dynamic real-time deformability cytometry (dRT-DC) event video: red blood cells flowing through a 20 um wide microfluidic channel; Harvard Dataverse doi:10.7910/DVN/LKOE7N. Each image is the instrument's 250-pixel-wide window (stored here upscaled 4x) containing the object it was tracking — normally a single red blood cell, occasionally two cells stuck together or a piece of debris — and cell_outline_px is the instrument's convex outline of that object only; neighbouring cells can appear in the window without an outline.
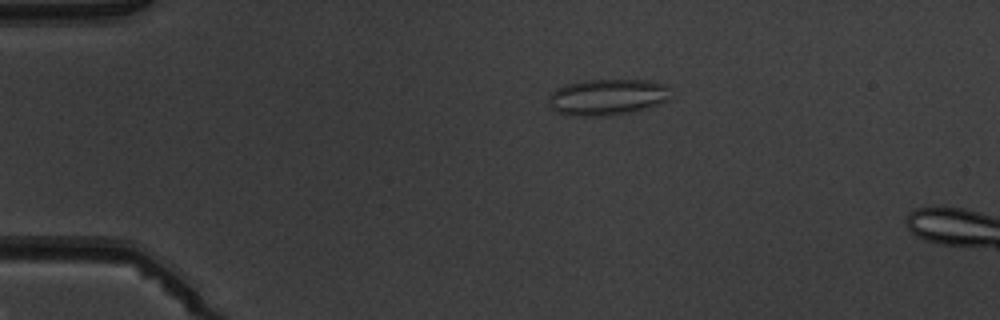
{"species": "common noctule bat (a hibernating species)", "species_latin": "Nyctalus noctula", "temperature_condition": "warm", "stored_images_in_passage": 7, "camera_frame_rate_fps": 3000, "um_per_image_px": 0.085, "animal": {"sex": "male", "body_mass_g": 19.5, "forearm_length_mm": 54.6}, "frame": {"image": 1, "passage_image": 3, "time_ms": 2.333, "image_size_px": [1000, 320], "cell_outline_px": [[672, 100], [644, 108], [608, 116], [572, 116], [556, 112], [552, 108], [548, 100], [552, 92], [556, 88], [564, 84], [584, 80], [652, 80], [664, 84], [672, 96]], "centroid_in_image_um": [51.62, 8.24], "position_along_channel_um": 33.4, "area_um2": 25.89}}
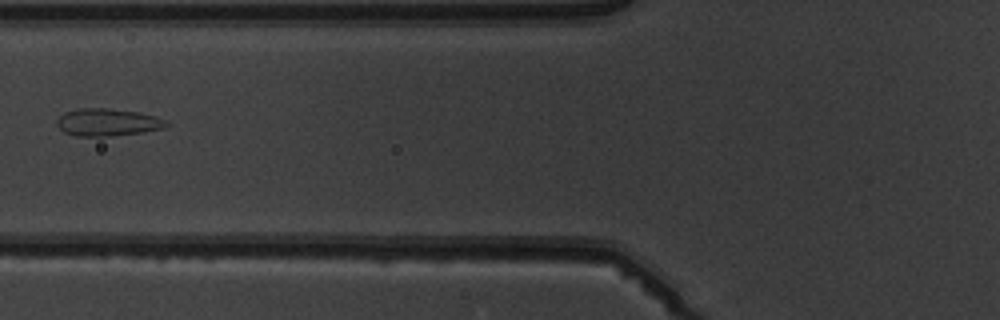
{"frame": {"image": 2, "passage_image": 6, "time_ms": 5.667, "image_size_px": [1000, 320], "cell_outline_px": [[172, 124], [164, 128], [140, 132], [112, 136], [76, 136], [64, 132], [56, 124], [56, 120], [64, 112], [80, 108], [108, 108], [136, 112], [168, 120]], "centroid_in_image_um": [9.14, 10.39], "position_along_channel_um": 116.7, "area_um2": 17.46}}
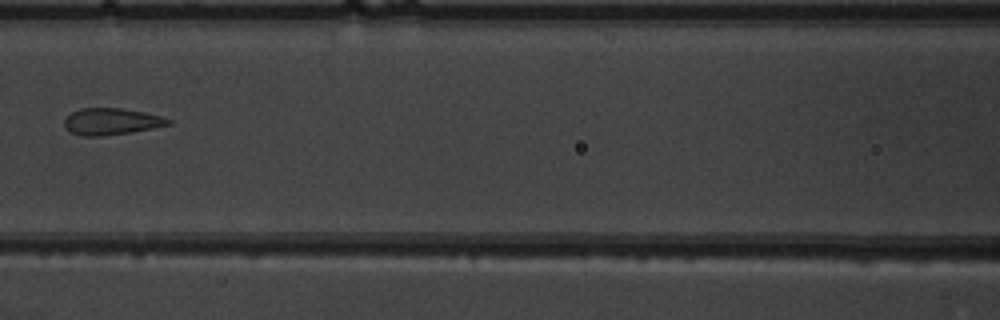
{"frame": {"image": 3, "passage_image": 7, "time_ms": 6.667, "image_size_px": [1000, 320], "cell_outline_px": [[172, 124], [132, 132], [100, 136], [84, 136], [72, 132], [64, 124], [64, 120], [72, 112], [80, 108], [120, 108], [144, 112], [160, 116], [172, 120]], "centroid_in_image_um": [9.49, 10.32], "position_along_channel_um": 157.1, "area_um2": 15.95}}